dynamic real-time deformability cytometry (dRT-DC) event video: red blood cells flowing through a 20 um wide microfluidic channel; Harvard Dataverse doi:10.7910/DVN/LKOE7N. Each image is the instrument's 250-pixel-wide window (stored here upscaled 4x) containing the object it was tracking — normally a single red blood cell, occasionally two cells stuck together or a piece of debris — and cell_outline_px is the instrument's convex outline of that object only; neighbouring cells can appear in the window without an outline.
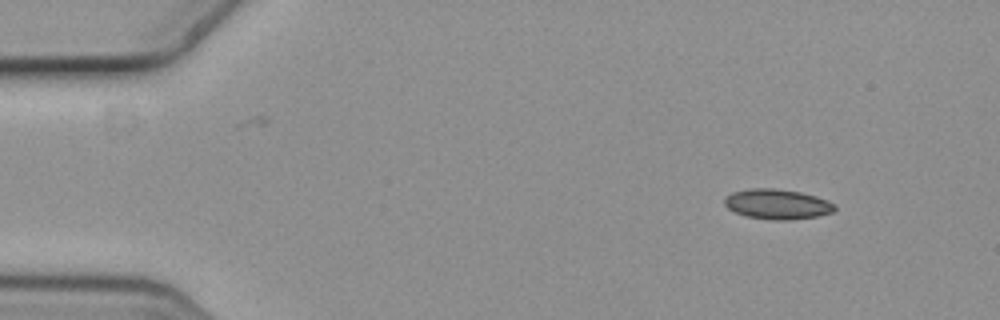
{"species": "common noctule bat (a hibernating species)", "species_latin": "Nyctalus noctula", "temperature_condition": "cold", "stored_images_in_passage": 5, "camera_frame_rate_fps": 3000, "um_per_image_px": 0.085, "animal": {"sex": "female", "body_mass_g": 19.3, "forearm_length_mm": 54.1}, "frame": {"image": 1, "passage_image": 1, "time_ms": 0.0, "image_size_px": [1000, 320], "cell_outline_px": [[836, 208], [832, 212], [816, 216], [788, 220], [772, 220], [744, 216], [728, 208], [724, 204], [724, 200], [732, 192], [752, 188], [772, 188], [800, 192], [816, 196], [828, 200], [836, 204]], "centroid_in_image_um": [66.08, 17.35], "position_along_channel_um": 18.9, "area_um2": 19.25}}
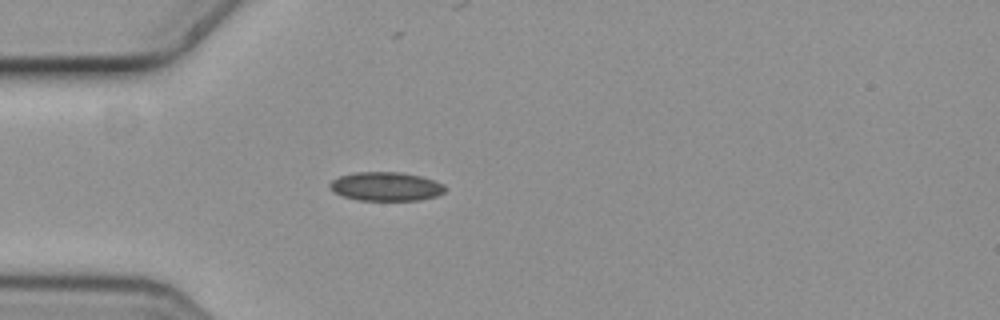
{"frame": {"image": 2, "passage_image": 4, "time_ms": 1.0, "image_size_px": [1000, 320], "cell_outline_px": [[448, 188], [444, 192], [436, 196], [420, 200], [356, 200], [332, 192], [328, 188], [328, 184], [332, 180], [340, 176], [356, 172], [400, 172], [420, 176], [444, 184]], "centroid_in_image_um": [32.79, 15.85], "position_along_channel_um": 52.2, "area_um2": 19.48}}